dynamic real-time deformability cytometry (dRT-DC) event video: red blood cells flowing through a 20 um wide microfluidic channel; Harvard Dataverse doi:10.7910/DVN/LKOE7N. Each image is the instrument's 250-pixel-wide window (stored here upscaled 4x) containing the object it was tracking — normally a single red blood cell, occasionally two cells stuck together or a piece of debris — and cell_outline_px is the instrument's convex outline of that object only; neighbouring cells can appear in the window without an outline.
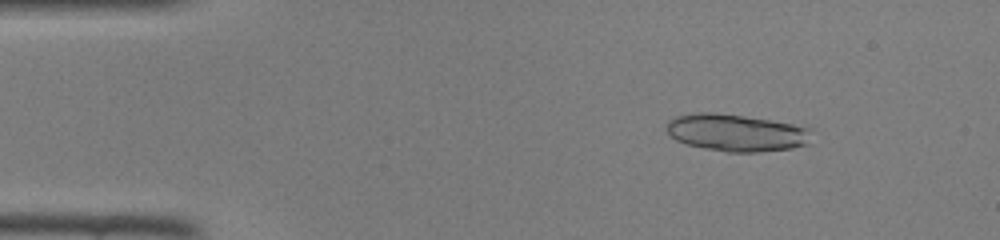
{"species": "common noctule bat (a hibernating species)", "species_latin": "Nyctalus noctula", "temperature_condition": "room temperature", "stored_images_in_passage": 45, "camera_frame_rate_fps": 3000, "um_per_image_px": 0.085, "animal": {"sex": "female", "body_mass_g": 22.0, "forearm_length_mm": 56.7}, "frame": {"image": 1, "passage_image": 6, "time_ms": 1.667, "image_size_px": [1000, 240], "cell_outline_px": [[812, 128], [808, 144], [792, 148], [760, 152], [728, 152], [704, 148], [684, 144], [676, 140], [668, 132], [668, 120], [672, 116], [696, 112], [712, 112], [744, 116], [792, 124]], "centroid_in_image_um": [62.56, 11.28], "position_along_channel_um": 22.4, "area_um2": 31.5}}
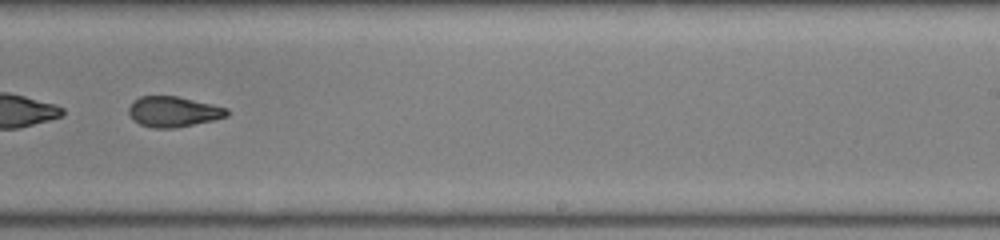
{"frame": {"image": 2, "passage_image": 29, "time_ms": 9.333, "image_size_px": [1000, 240], "cell_outline_px": [[228, 116], [212, 120], [176, 128], [152, 128], [140, 124], [132, 120], [128, 112], [128, 108], [132, 100], [140, 96], [176, 96], [212, 104], [228, 108]], "centroid_in_image_um": [14.69, 9.49], "position_along_channel_um": 274.3, "area_um2": 17.51}}
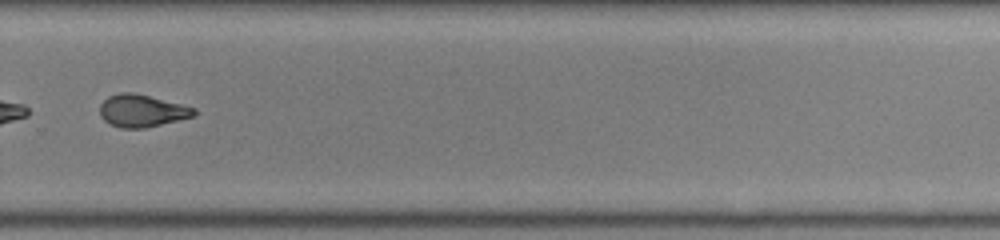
{"frame": {"image": 3, "passage_image": 32, "time_ms": 10.333, "image_size_px": [1000, 240], "cell_outline_px": [[196, 116], [144, 128], [120, 128], [108, 124], [100, 116], [100, 104], [108, 96], [120, 92], [132, 92], [196, 108]], "centroid_in_image_um": [12.03, 9.42], "position_along_channel_um": 317.8, "area_um2": 17.74}}